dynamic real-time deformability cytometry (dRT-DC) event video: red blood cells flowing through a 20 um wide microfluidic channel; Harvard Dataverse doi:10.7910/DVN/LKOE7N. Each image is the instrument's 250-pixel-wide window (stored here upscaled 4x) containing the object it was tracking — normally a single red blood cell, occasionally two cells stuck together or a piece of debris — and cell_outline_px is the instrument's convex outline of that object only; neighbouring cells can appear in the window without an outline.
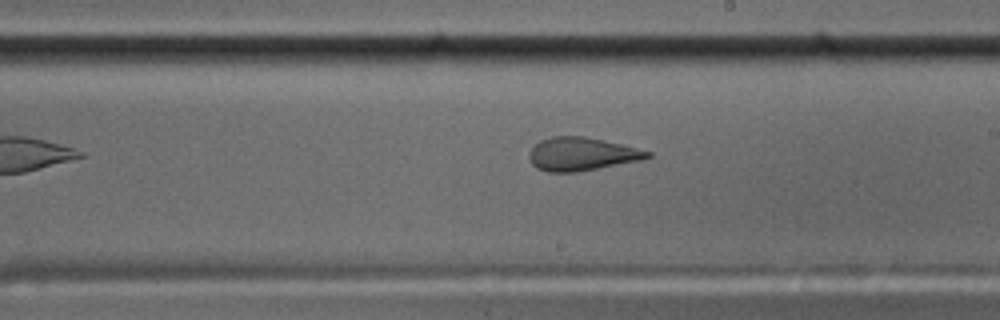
{"species": "common noctule bat (a hibernating species)", "species_latin": "Nyctalus noctula", "temperature_condition": "cold", "stored_images_in_passage": 37, "camera_frame_rate_fps": 3000, "um_per_image_px": 0.085, "animal": {"sex": "male", "body_mass_g": 17.5, "forearm_length_mm": 52.3}, "frame": {"image": 1, "passage_image": 16, "time_ms": 5.0, "image_size_px": [1000, 320], "cell_outline_px": [[652, 156], [640, 160], [576, 172], [548, 172], [536, 168], [532, 164], [528, 156], [528, 152], [540, 140], [552, 136], [584, 136], [620, 144], [652, 152]], "centroid_in_image_um": [49.39, 13.09], "position_along_channel_um": 239.6, "area_um2": 22.72}, "authors_computed_cell_mechanics": {"area_um2": 24.1026, "velocity_mm_per_s": 3.5504, "shape_relaxation_time_tau1_ms": null, "shape_relaxation_time_tau2_ms": 1.5582, "deformation_change_tau1": null, "deformation_change_tau2": 0.0946}}